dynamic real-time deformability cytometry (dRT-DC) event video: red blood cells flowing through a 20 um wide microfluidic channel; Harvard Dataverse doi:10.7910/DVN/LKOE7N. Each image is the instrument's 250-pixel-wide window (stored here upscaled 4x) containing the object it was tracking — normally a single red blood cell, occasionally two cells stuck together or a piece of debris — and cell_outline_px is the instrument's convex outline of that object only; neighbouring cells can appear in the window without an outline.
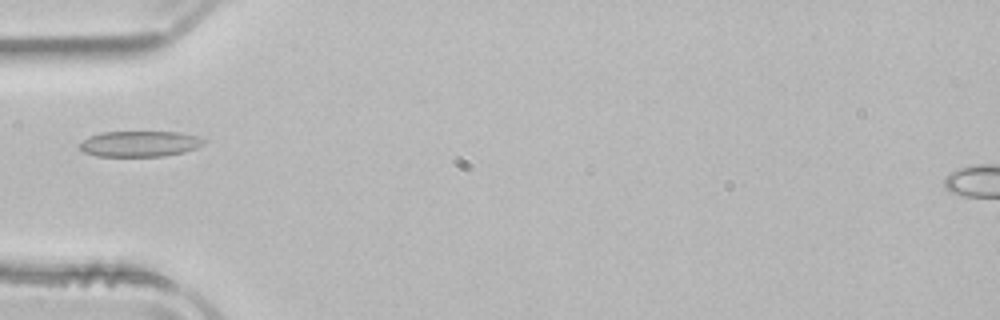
{"species": "common noctule bat (a hibernating species)", "species_latin": "Nyctalus noctula", "temperature_condition": "room temperature", "stored_images_in_passage": 3, "camera_frame_rate_fps": 3000, "um_per_image_px": 0.085, "animal": {"sex": "male", "body_mass_g": 21.5, "forearm_length_mm": 52.0}, "frame": {"image": 1, "passage_image": 3, "time_ms": 0.667, "image_size_px": [1000, 320], "cell_outline_px": [[208, 140], [204, 144], [196, 148], [184, 152], [164, 156], [96, 156], [84, 152], [76, 148], [84, 140], [92, 136], [104, 132], [180, 132], [196, 136]], "centroid_in_image_um": [11.9, 12.23], "position_along_channel_um": 73.1, "area_um2": 18.61}}